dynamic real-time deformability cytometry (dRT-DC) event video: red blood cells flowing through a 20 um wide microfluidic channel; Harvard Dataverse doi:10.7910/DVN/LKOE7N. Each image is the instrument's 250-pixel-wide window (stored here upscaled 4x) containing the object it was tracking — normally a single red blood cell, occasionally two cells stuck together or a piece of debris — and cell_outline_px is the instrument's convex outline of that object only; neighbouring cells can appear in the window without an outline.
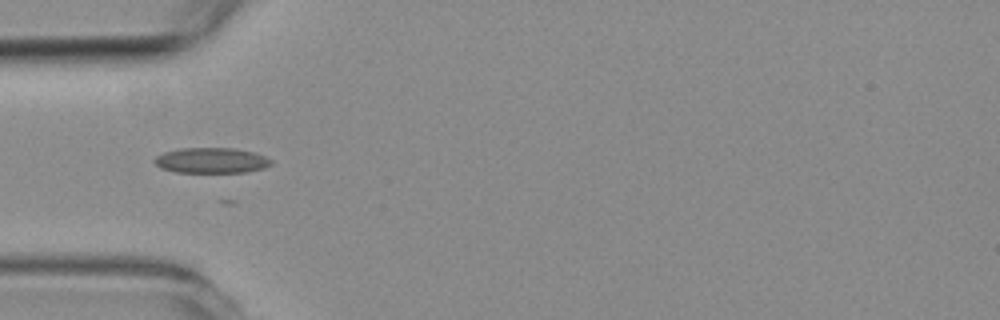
{"species": "common noctule bat (a hibernating species)", "species_latin": "Nyctalus noctula", "temperature_condition": "room temperature", "stored_images_in_passage": 5, "camera_frame_rate_fps": 3000, "um_per_image_px": 0.085, "animal": {"sex": "female", "body_mass_g": 19.3, "forearm_length_mm": 54.1}, "frame": {"image": 1, "passage_image": 5, "time_ms": 4.667, "image_size_px": [1000, 320], "cell_outline_px": [[272, 164], [264, 168], [244, 172], [176, 172], [160, 168], [152, 160], [156, 156], [164, 152], [180, 148], [232, 148], [252, 152], [264, 156], [272, 160]], "centroid_in_image_um": [17.93, 13.63], "position_along_channel_um": 67.1, "area_um2": 17.22}}